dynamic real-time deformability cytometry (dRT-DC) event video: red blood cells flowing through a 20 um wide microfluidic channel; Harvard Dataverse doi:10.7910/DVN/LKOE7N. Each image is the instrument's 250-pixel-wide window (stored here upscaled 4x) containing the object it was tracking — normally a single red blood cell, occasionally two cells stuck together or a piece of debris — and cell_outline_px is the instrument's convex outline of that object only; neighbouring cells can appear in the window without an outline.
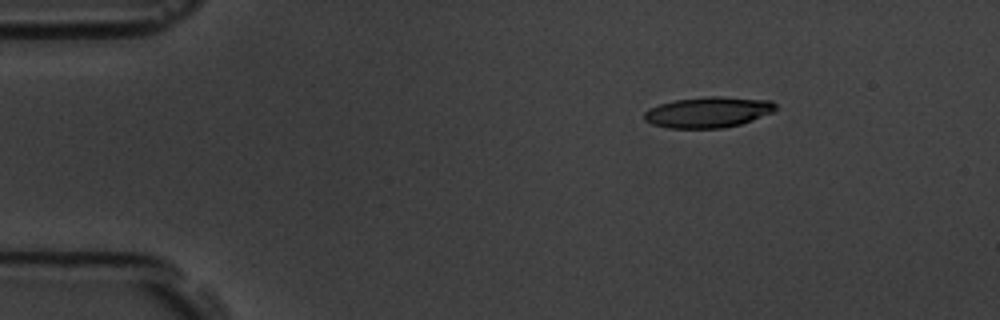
{"species": "common noctule bat (a hibernating species)", "species_latin": "Nyctalus noctula", "temperature_condition": "room temperature", "stored_images_in_passage": 3, "camera_frame_rate_fps": 3000, "um_per_image_px": 0.085, "animal": {"sex": "male", "body_mass_g": 19.5, "forearm_length_mm": 54.6}, "frame": {"image": 1, "passage_image": 1, "time_ms": 0.0, "image_size_px": [1000, 320], "cell_outline_px": [[776, 108], [772, 112], [752, 120], [740, 124], [724, 128], [668, 128], [652, 124], [644, 120], [644, 112], [648, 108], [660, 104], [676, 100], [708, 96], [720, 96], [772, 100], [776, 104]], "centroid_in_image_um": [60.19, 9.53], "position_along_channel_um": 24.8, "area_um2": 23.58}}